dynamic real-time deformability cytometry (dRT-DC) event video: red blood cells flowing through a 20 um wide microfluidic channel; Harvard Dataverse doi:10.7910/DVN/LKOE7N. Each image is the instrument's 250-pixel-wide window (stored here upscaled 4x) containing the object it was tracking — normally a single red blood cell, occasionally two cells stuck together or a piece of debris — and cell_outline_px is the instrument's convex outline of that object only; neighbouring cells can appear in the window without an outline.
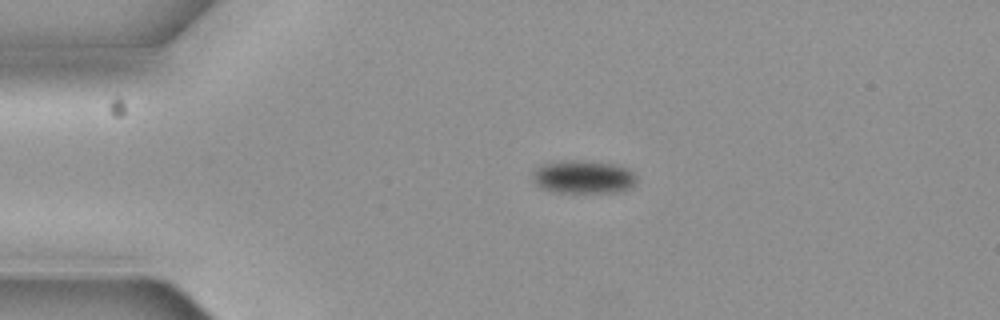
{"species": "common noctule bat (a hibernating species)", "species_latin": "Nyctalus noctula", "temperature_condition": "cold", "stored_images_in_passage": 2, "camera_frame_rate_fps": 3000, "um_per_image_px": 0.085, "animal": {"sex": "female", "body_mass_g": 19.3, "forearm_length_mm": 54.1}, "frame": {"image": 1, "passage_image": 1, "time_ms": 0.0, "image_size_px": [1000, 320], "cell_outline_px": [[636, 180], [632, 188], [620, 192], [552, 192], [540, 188], [532, 180], [532, 172], [540, 164], [556, 160], [580, 160], [616, 164], [628, 168], [636, 176]], "centroid_in_image_um": [49.55, 15.03], "position_along_channel_um": 35.5, "area_um2": 20.58}}